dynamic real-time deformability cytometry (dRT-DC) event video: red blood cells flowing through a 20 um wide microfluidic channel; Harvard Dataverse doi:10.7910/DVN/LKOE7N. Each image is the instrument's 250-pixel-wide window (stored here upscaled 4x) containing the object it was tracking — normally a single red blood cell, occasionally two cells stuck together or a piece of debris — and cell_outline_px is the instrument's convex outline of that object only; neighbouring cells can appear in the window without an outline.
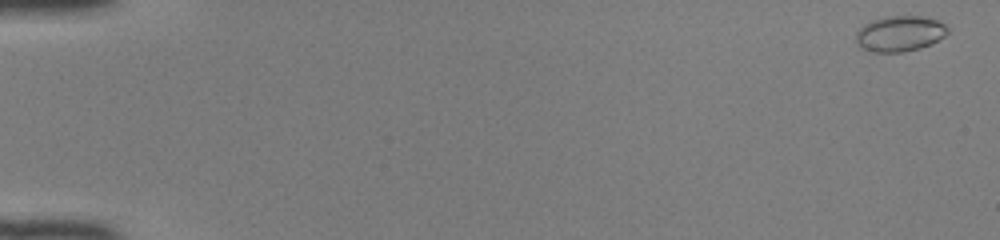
{"species": "common noctule bat (a hibernating species)", "species_latin": "Nyctalus noctula", "temperature_condition": "room temperature", "stored_images_in_passage": 50, "camera_frame_rate_fps": 3000, "um_per_image_px": 0.085, "animal": {"sex": "female", "body_mass_g": 22.0, "forearm_length_mm": 56.7}, "frame": {"image": 1, "passage_image": 1, "time_ms": 0.0, "image_size_px": [1000, 240], "cell_outline_px": [[948, 32], [944, 36], [920, 48], [904, 52], [868, 52], [860, 48], [856, 40], [856, 32], [864, 24], [872, 20], [884, 16], [924, 16], [936, 20], [944, 24], [948, 28]], "centroid_in_image_um": [76.44, 2.86], "position_along_channel_um": 8.6, "area_um2": 19.07}}
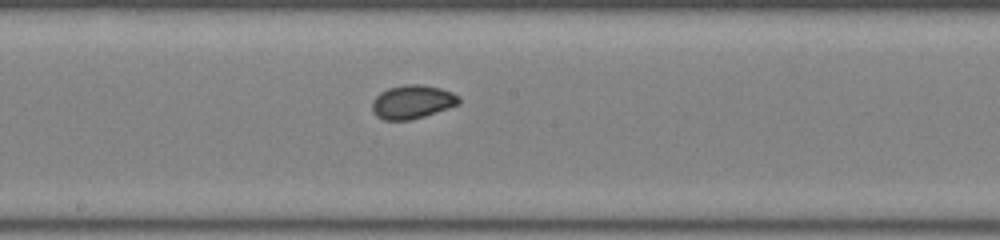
{"frame": {"image": 2, "passage_image": 28, "time_ms": 9.0, "image_size_px": [1000, 240], "cell_outline_px": [[460, 104], [424, 116], [408, 120], [384, 120], [376, 116], [372, 112], [372, 100], [380, 92], [388, 88], [408, 84], [420, 84], [440, 88], [452, 92], [460, 100]], "centroid_in_image_um": [35.01, 8.66], "position_along_channel_um": 213.2, "area_um2": 16.94}}
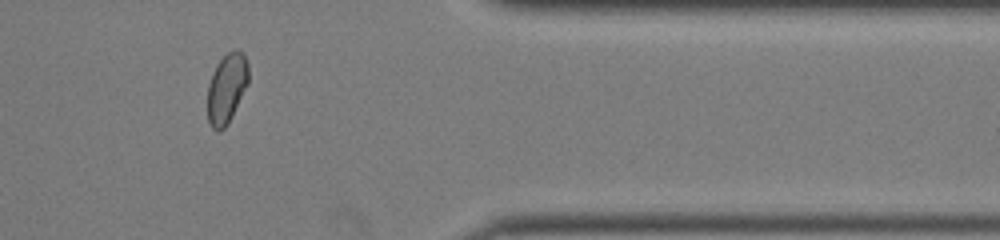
{"frame": {"image": 3, "passage_image": 42, "time_ms": 13.667, "image_size_px": [1000, 240], "cell_outline_px": [[248, 84], [228, 124], [220, 132], [216, 132], [212, 128], [208, 120], [208, 84], [212, 72], [216, 64], [228, 52], [236, 48], [244, 52], [248, 64]], "centroid_in_image_um": [19.27, 7.5], "position_along_channel_um": 392.1, "area_um2": 16.88}}